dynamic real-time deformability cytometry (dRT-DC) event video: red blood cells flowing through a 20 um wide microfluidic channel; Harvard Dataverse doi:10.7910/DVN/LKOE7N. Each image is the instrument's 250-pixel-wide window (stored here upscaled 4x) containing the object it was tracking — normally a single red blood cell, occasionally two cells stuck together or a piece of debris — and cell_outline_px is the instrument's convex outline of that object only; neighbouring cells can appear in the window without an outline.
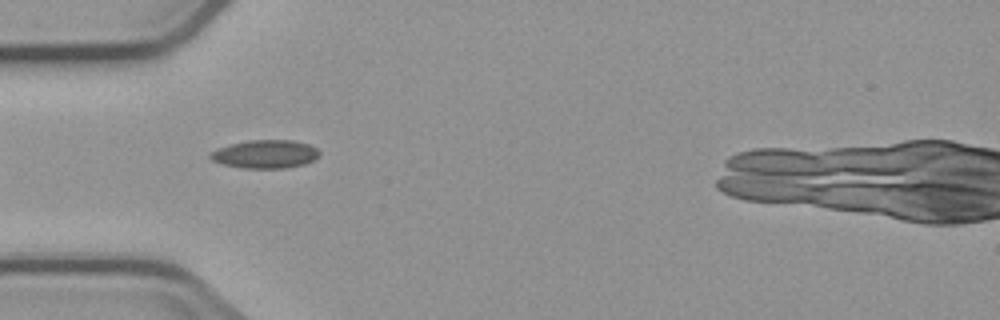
{"species": "common noctule bat (a hibernating species)", "species_latin": "Nyctalus noctula", "temperature_condition": "cold", "stored_images_in_passage": 9, "camera_frame_rate_fps": 3000, "um_per_image_px": 0.085, "animal": {"sex": "male", "body_mass_g": 23.1, "forearm_length_mm": 52.7}, "frame": {"image": 1, "passage_image": 4, "time_ms": 4.333, "image_size_px": [1000, 320], "cell_outline_px": [[320, 156], [304, 164], [284, 168], [244, 168], [220, 164], [212, 160], [208, 156], [216, 148], [248, 140], [292, 140], [308, 144], [316, 148], [320, 152]], "centroid_in_image_um": [22.53, 13.1], "position_along_channel_um": 62.5, "area_um2": 17.98}}
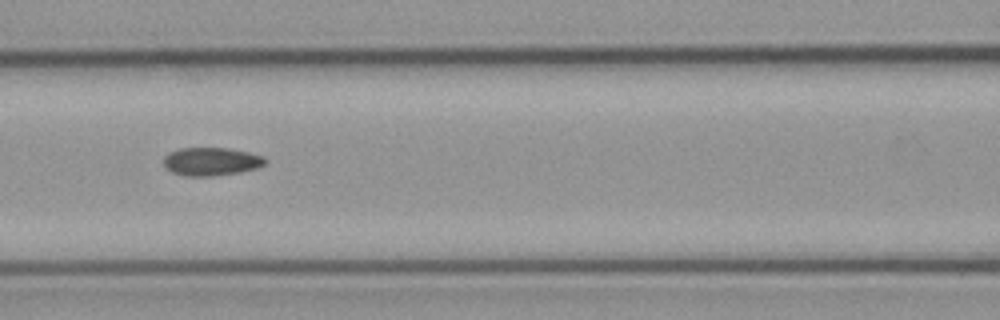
{"frame": {"image": 2, "passage_image": 6, "time_ms": 6.667, "image_size_px": [1000, 320], "cell_outline_px": [[264, 164], [256, 168], [240, 172], [212, 176], [188, 176], [172, 172], [164, 164], [164, 156], [168, 152], [180, 148], [228, 148], [248, 152], [264, 156]], "centroid_in_image_um": [17.93, 13.72], "position_along_channel_um": 148.7, "area_um2": 16.53}}
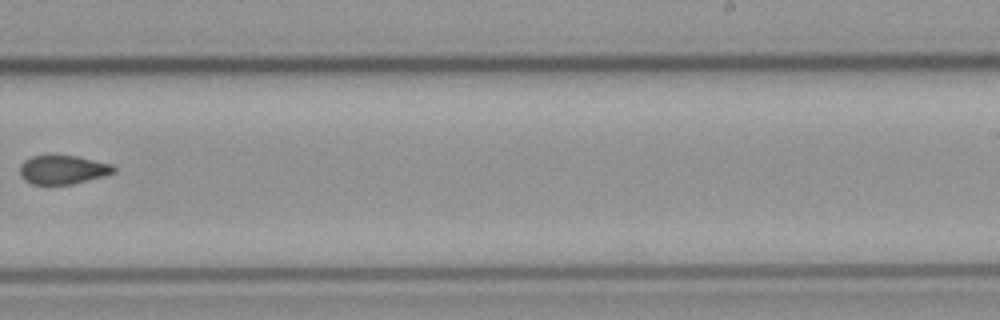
{"frame": {"image": 3, "passage_image": 9, "time_ms": 10.333, "image_size_px": [1000, 320], "cell_outline_px": [[116, 172], [104, 176], [72, 184], [32, 184], [24, 180], [20, 176], [20, 164], [24, 160], [32, 156], [76, 156], [112, 164], [116, 168]], "centroid_in_image_um": [5.34, 14.43], "position_along_channel_um": 283.7, "area_um2": 15.72}}